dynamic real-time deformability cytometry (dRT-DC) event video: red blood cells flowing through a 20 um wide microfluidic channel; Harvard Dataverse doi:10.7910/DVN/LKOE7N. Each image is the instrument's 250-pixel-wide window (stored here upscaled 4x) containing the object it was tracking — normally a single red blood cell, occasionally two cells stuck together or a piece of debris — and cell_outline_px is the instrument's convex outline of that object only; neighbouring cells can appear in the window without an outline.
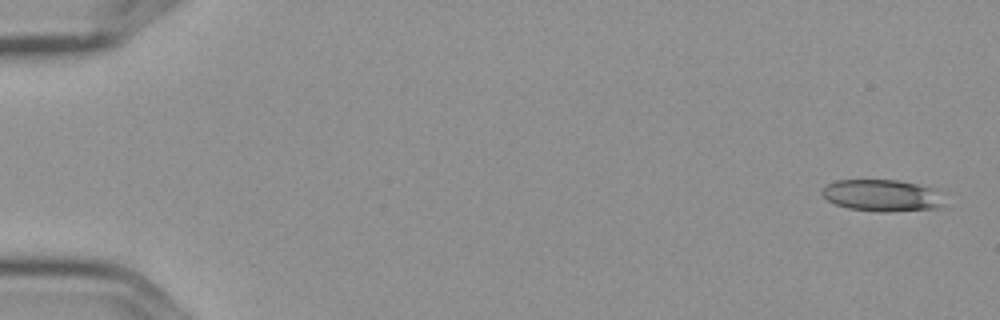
{"species": "Egyptian fruit bat (a non-hibernating species)", "species_latin": "Rousettus aegyptiacus", "temperature_condition": "cold", "stored_images_in_passage": 5, "camera_frame_rate_fps": 3000, "um_per_image_px": 0.085, "frame": {"image": 1, "passage_image": 1, "time_ms": 0.0, "image_size_px": [1000, 320], "cell_outline_px": [[948, 208], [884, 212], [848, 208], [836, 204], [828, 200], [820, 192], [824, 184], [836, 180], [896, 180], [936, 188]], "centroid_in_image_um": [75.02, 16.62], "position_along_channel_um": 10.0, "area_um2": 23.0}}
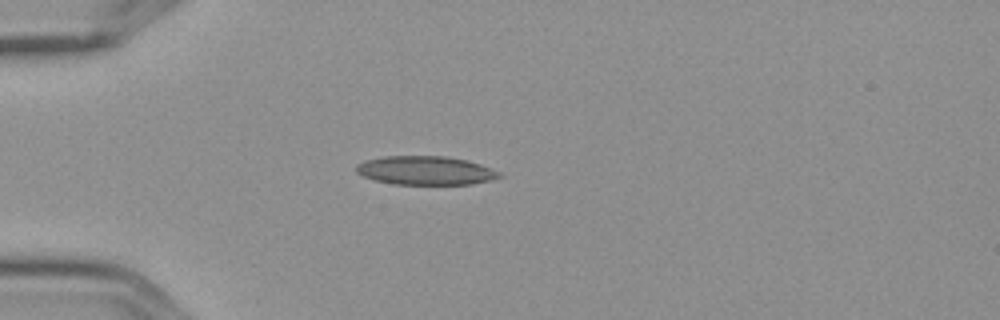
{"frame": {"image": 2, "passage_image": 5, "time_ms": 1.333, "image_size_px": [1000, 320], "cell_outline_px": [[504, 176], [492, 180], [472, 184], [392, 184], [376, 180], [364, 176], [356, 172], [356, 164], [364, 160], [384, 156], [448, 156], [468, 160], [492, 168], [500, 172]], "centroid_in_image_um": [36.2, 14.48], "position_along_channel_um": 48.8, "area_um2": 24.16}}